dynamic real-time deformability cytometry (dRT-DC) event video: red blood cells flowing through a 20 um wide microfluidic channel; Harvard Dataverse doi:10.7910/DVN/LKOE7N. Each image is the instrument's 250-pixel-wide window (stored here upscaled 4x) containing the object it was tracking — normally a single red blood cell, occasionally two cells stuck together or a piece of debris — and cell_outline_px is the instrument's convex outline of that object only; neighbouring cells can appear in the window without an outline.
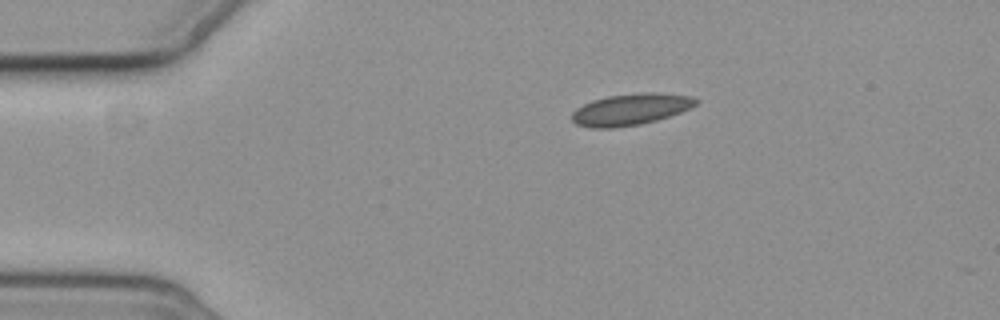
{"species": "common noctule bat (a hibernating species)", "species_latin": "Nyctalus noctula", "temperature_condition": "cold", "stored_images_in_passage": 8, "camera_frame_rate_fps": 3000, "um_per_image_px": 0.085, "animal": {"sex": "female", "body_mass_g": 19.3, "forearm_length_mm": 54.1}, "frame": {"image": 1, "passage_image": 1, "time_ms": 0.0, "image_size_px": [1000, 320], "cell_outline_px": [[700, 100], [696, 104], [680, 112], [656, 120], [640, 124], [612, 128], [592, 128], [576, 124], [572, 120], [572, 112], [576, 108], [592, 100], [608, 96], [640, 92], [660, 92], [692, 96]], "centroid_in_image_um": [53.6, 9.28], "position_along_channel_um": 31.4, "area_um2": 22.77}}
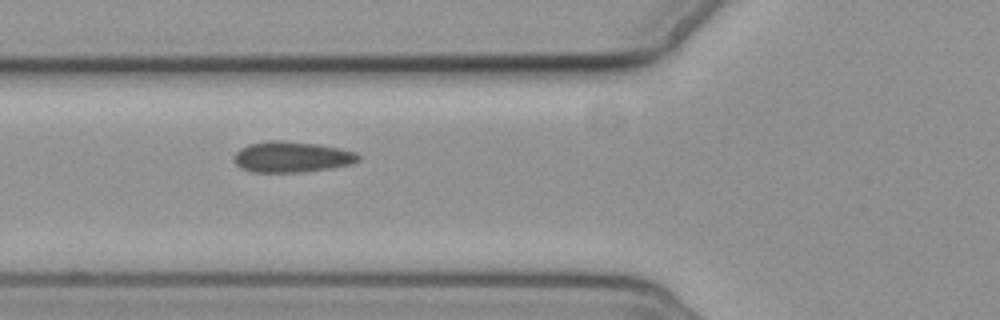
{"frame": {"image": 2, "passage_image": 4, "time_ms": 3.333, "image_size_px": [1000, 320], "cell_outline_px": [[360, 160], [352, 164], [332, 168], [304, 172], [252, 172], [240, 168], [232, 160], [232, 156], [240, 148], [248, 144], [268, 140], [280, 140], [316, 144], [340, 148], [356, 152], [360, 156]], "centroid_in_image_um": [24.78, 13.34], "position_along_channel_um": 101.0, "area_um2": 22.66}}
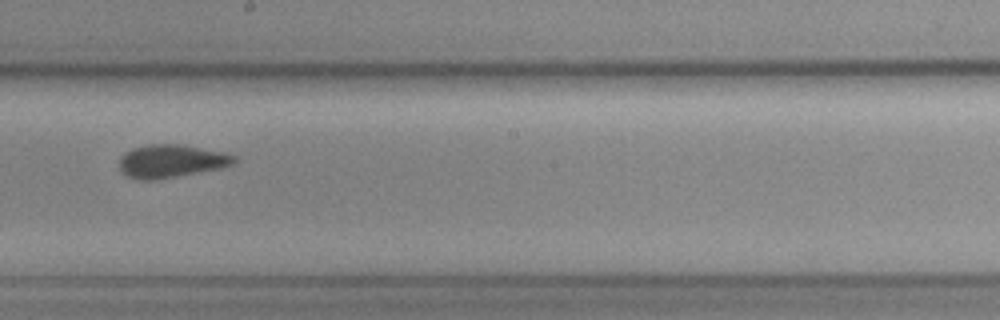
{"frame": {"image": 3, "passage_image": 7, "time_ms": 7.0, "image_size_px": [1000, 320], "cell_outline_px": [[236, 160], [232, 164], [224, 168], [156, 180], [140, 180], [128, 176], [120, 172], [120, 156], [124, 152], [132, 148], [152, 144], [180, 144], [224, 152], [236, 156]], "centroid_in_image_um": [14.55, 13.7], "position_along_channel_um": 233.6, "area_um2": 22.31}}